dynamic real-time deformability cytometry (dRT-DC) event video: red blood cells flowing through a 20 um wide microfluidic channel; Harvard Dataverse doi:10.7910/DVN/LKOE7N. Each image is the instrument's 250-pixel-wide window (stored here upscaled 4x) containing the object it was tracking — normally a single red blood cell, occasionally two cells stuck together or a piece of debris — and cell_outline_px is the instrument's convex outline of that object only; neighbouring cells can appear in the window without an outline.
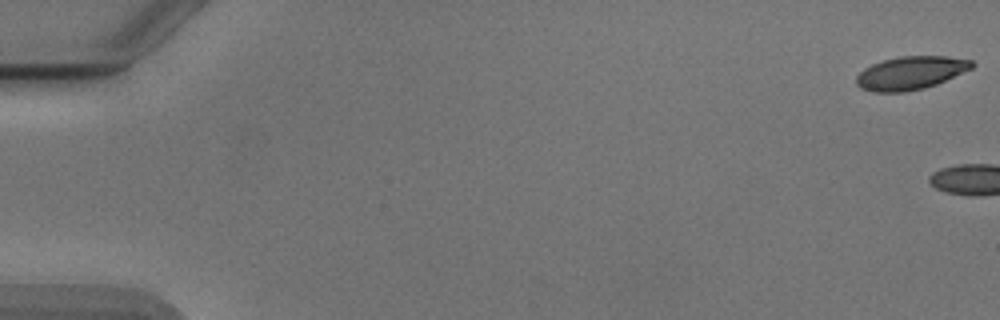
{"species": "Egyptian fruit bat (a non-hibernating species)", "species_latin": "Rousettus aegyptiacus", "temperature_condition": "cold", "stored_images_in_passage": 3, "camera_frame_rate_fps": 3000, "um_per_image_px": 0.085, "animal": {"sex": "male"}, "frame": {"image": 1, "passage_image": 1, "time_ms": 0.0, "image_size_px": [1000, 320], "cell_outline_px": [[976, 64], [972, 68], [936, 84], [924, 88], [904, 92], [872, 92], [860, 88], [856, 84], [856, 76], [864, 68], [872, 64], [884, 60], [900, 56], [948, 56], [972, 60]], "centroid_in_image_um": [77.39, 6.2], "position_along_channel_um": 7.6, "area_um2": 22.37}}